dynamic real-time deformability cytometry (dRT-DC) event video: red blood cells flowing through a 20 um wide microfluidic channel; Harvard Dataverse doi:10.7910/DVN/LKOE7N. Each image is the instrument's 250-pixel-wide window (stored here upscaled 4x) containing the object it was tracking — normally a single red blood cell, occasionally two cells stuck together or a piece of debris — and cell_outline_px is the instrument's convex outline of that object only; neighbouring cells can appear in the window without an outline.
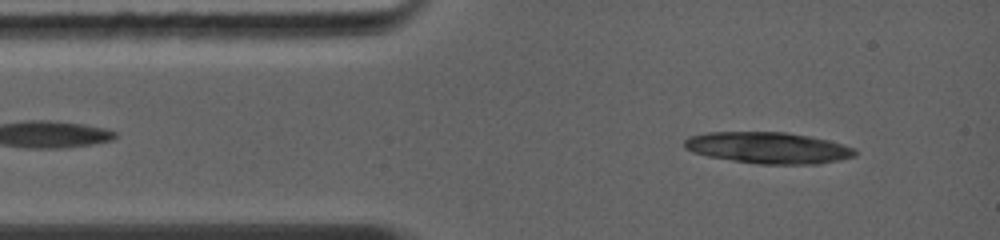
{"species": "common noctule bat (a hibernating species)", "species_latin": "Nyctalus noctula", "temperature_condition": "warm", "stored_images_in_passage": 10, "camera_frame_rate_fps": 5000, "um_per_image_px": 0.085, "animal": {"sex": "female", "body_mass_g": 19.0, "forearm_length_mm": 56.7}, "frame": {"image": 1, "passage_image": 9, "time_ms": 1.0, "image_size_px": [1000, 240], "cell_outline_px": [[856, 152], [852, 156], [836, 160], [812, 164], [760, 164], [708, 156], [684, 148], [684, 140], [692, 136], [712, 132], [784, 132], [824, 140], [840, 144], [852, 148]], "centroid_in_image_um": [65.23, 12.56], "position_along_channel_um": 19.8, "area_um2": 30.17}}